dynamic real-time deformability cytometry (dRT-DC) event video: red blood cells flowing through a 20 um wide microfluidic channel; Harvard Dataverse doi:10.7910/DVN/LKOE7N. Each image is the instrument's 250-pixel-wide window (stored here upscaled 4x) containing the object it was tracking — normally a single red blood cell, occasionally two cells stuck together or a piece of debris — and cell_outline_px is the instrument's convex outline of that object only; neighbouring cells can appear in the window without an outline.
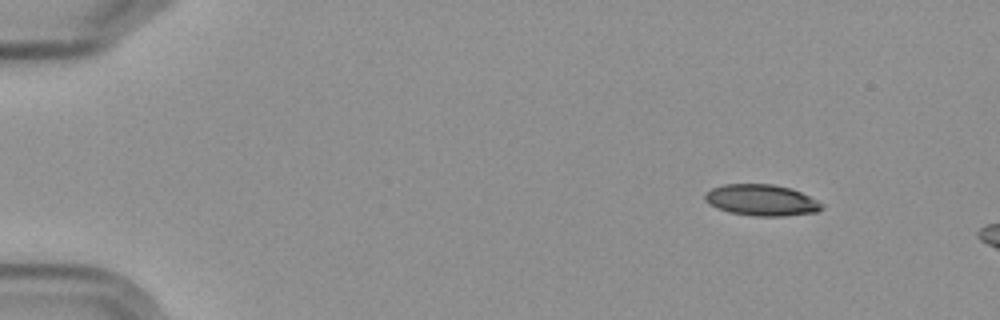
{"species": "Egyptian fruit bat (a non-hibernating species)", "species_latin": "Rousettus aegyptiacus", "temperature_condition": "cold", "stored_images_in_passage": 6, "camera_frame_rate_fps": 3000, "um_per_image_px": 0.085, "frame": {"image": 1, "passage_image": 1, "time_ms": 0.0, "image_size_px": [1000, 320], "cell_outline_px": [[824, 208], [816, 212], [784, 216], [752, 216], [728, 212], [716, 208], [708, 204], [704, 200], [704, 192], [712, 188], [724, 184], [772, 184], [792, 188], [824, 204]], "centroid_in_image_um": [64.69, 17.01], "position_along_channel_um": 20.3, "area_um2": 21.5}}
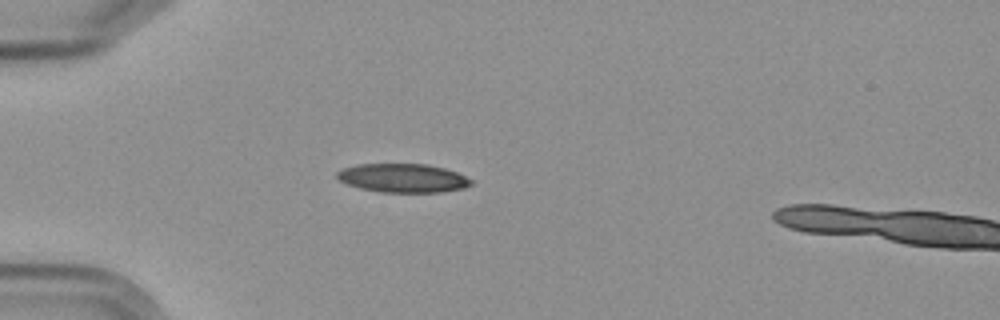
{"frame": {"image": 2, "passage_image": 4, "time_ms": 3.333, "image_size_px": [1000, 320], "cell_outline_px": [[472, 184], [464, 188], [444, 192], [380, 192], [360, 188], [348, 184], [340, 180], [336, 176], [336, 172], [340, 168], [356, 164], [428, 164], [444, 168], [456, 172], [472, 180]], "centroid_in_image_um": [34.22, 15.13], "position_along_channel_um": 50.8, "area_um2": 22.54}}
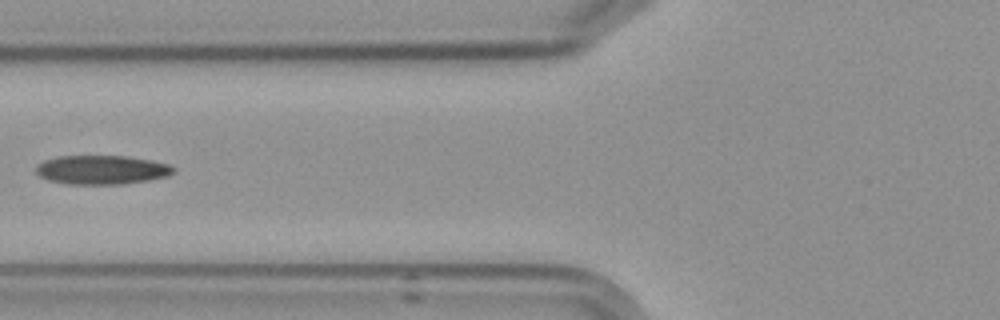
{"frame": {"image": 3, "passage_image": 6, "time_ms": 5.667, "image_size_px": [1000, 320], "cell_outline_px": [[176, 168], [168, 176], [148, 180], [124, 184], [64, 184], [48, 180], [40, 176], [36, 172], [36, 168], [44, 160], [60, 156], [124, 156], [148, 160], [168, 164]], "centroid_in_image_um": [8.63, 14.44], "position_along_channel_um": 117.2, "area_um2": 23.06}}